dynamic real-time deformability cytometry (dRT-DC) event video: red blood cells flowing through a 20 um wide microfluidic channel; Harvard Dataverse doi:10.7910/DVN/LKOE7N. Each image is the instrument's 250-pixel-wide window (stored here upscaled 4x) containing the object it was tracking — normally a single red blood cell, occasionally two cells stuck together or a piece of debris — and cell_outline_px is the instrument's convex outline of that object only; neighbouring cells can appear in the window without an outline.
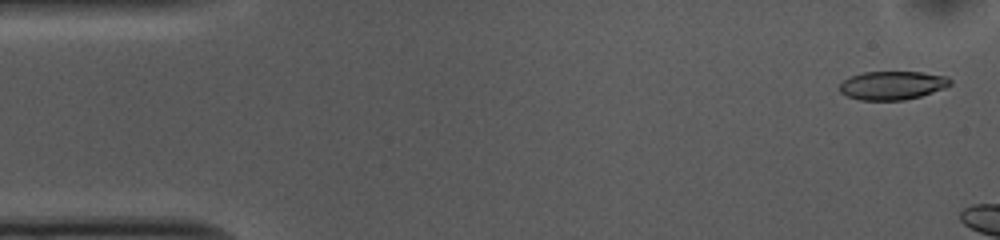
{"species": "common noctule bat (a hibernating species)", "species_latin": "Nyctalus noctula", "temperature_condition": "cold", "stored_images_in_passage": 5, "camera_frame_rate_fps": 3000, "um_per_image_px": 0.085, "animal": {"sex": "female", "body_mass_g": 10.0, "forearm_length_mm": 53.1}, "frame": {"image": 1, "passage_image": 1, "time_ms": 0.0, "image_size_px": [1000, 240], "cell_outline_px": [[952, 84], [944, 88], [920, 96], [904, 100], [860, 100], [848, 96], [840, 92], [840, 84], [844, 80], [852, 76], [864, 72], [920, 72], [948, 76], [952, 80]], "centroid_in_image_um": [75.88, 7.25], "position_along_channel_um": 9.1, "area_um2": 18.32}}